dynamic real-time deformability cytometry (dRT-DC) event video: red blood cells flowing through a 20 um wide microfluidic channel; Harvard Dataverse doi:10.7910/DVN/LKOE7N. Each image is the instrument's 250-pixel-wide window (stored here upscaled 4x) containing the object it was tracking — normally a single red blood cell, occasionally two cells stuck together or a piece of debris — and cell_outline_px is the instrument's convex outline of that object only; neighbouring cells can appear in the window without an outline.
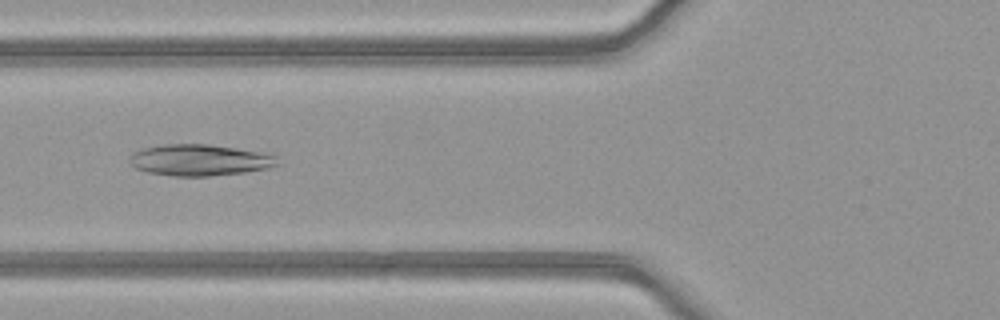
{"species": "common noctule bat (a hibernating species)", "species_latin": "Nyctalus noctula", "temperature_condition": "warm", "stored_images_in_passage": 44, "camera_frame_rate_fps": 3000, "um_per_image_px": 0.085, "animal": {"sex": "female", "body_mass_g": 21.9}, "frame": {"image": 1, "passage_image": 13, "time_ms": 4.0, "image_size_px": [1000, 320], "cell_outline_px": [[280, 164], [268, 168], [244, 172], [208, 176], [172, 176], [148, 172], [136, 168], [128, 160], [132, 152], [144, 148], [164, 144], [208, 144], [268, 152], [276, 156]], "centroid_in_image_um": [17.01, 13.59], "position_along_channel_um": 108.8, "area_um2": 27.22}}
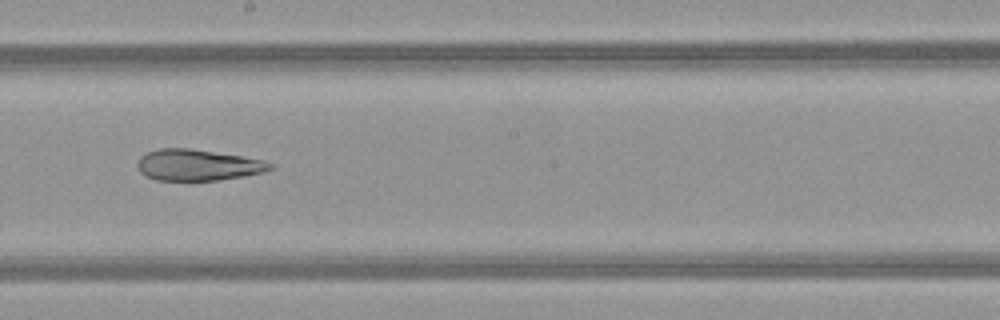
{"frame": {"image": 2, "passage_image": 22, "time_ms": 7.0, "image_size_px": [1000, 320], "cell_outline_px": [[276, 168], [264, 172], [244, 176], [216, 180], [156, 180], [144, 176], [140, 172], [136, 164], [140, 156], [156, 148], [188, 148], [240, 156], [264, 160], [272, 164]], "centroid_in_image_um": [16.79, 14.03], "position_along_channel_um": 231.4, "area_um2": 24.16}}
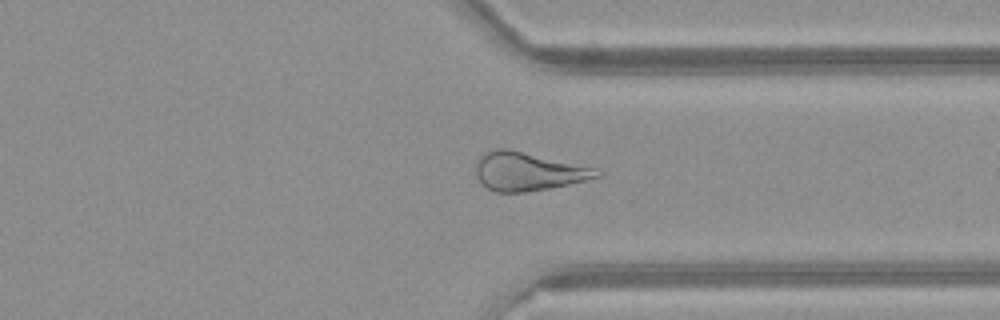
{"frame": {"image": 3, "passage_image": 32, "time_ms": 10.333, "image_size_px": [1000, 320], "cell_outline_px": [[604, 172], [600, 176], [552, 188], [524, 192], [496, 192], [480, 184], [476, 176], [476, 160], [484, 152], [496, 148], [508, 148], [596, 168]], "centroid_in_image_um": [44.85, 14.56], "position_along_channel_um": 366.6, "area_um2": 27.22}, "authors_computed_cell_mechanics": {"area_um2": 28.8422, "velocity_mm_per_s": 4.0691, "shape_relaxation_time_tau1_ms": null, "shape_relaxation_time_tau2_ms": 4.1563, "deformation_change_tau1": null, "deformation_change_tau2": 0.1336}}